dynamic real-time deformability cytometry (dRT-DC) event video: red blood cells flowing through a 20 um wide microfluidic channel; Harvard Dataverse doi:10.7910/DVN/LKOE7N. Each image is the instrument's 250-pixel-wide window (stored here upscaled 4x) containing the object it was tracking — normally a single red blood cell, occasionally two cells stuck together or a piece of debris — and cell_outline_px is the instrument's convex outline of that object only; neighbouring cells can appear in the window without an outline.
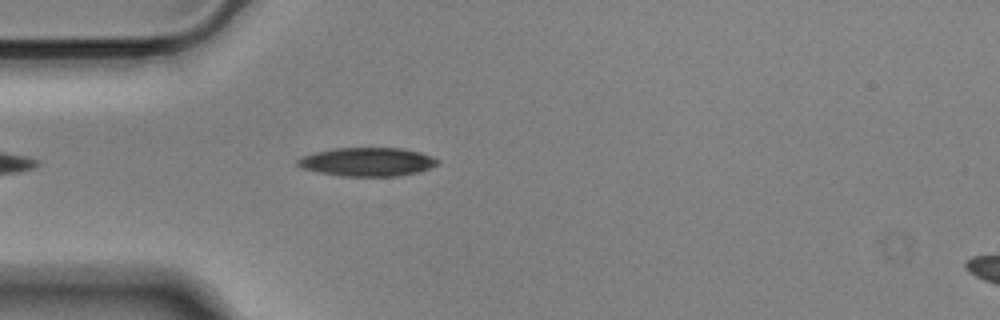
{"species": "Egyptian fruit bat (a non-hibernating species)", "species_latin": "Rousettus aegyptiacus", "temperature_condition": "cold", "stored_images_in_passage": 25, "camera_frame_rate_fps": 3000, "um_per_image_px": 0.085, "animal": {"sex": "male"}, "frame": {"image": 1, "passage_image": 4, "time_ms": 1.0, "image_size_px": [1000, 320], "cell_outline_px": [[440, 164], [420, 172], [396, 176], [344, 176], [320, 172], [300, 168], [296, 164], [296, 160], [304, 156], [316, 152], [332, 148], [400, 148], [420, 152], [432, 156], [440, 160]], "centroid_in_image_um": [31.26, 13.76], "position_along_channel_um": 53.7, "area_um2": 23.41}}
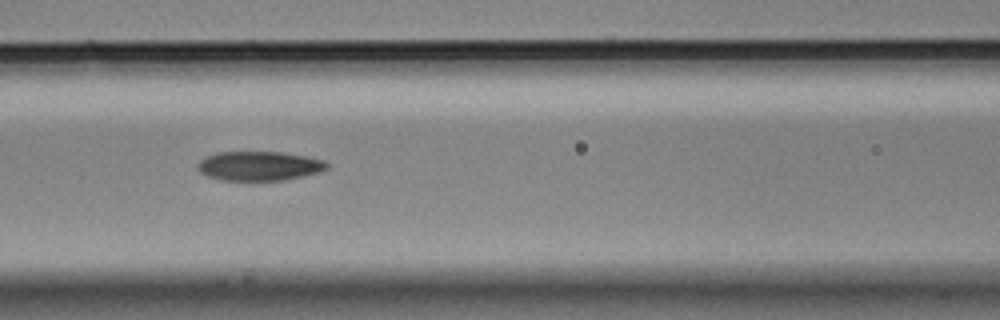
{"frame": {"image": 2, "passage_image": 12, "time_ms": 3.667, "image_size_px": [1000, 320], "cell_outline_px": [[328, 168], [320, 172], [280, 180], [224, 180], [208, 176], [200, 172], [196, 168], [200, 160], [216, 152], [280, 152], [304, 156], [324, 160], [328, 164]], "centroid_in_image_um": [22.01, 14.1], "position_along_channel_um": 144.6, "area_um2": 21.79}}
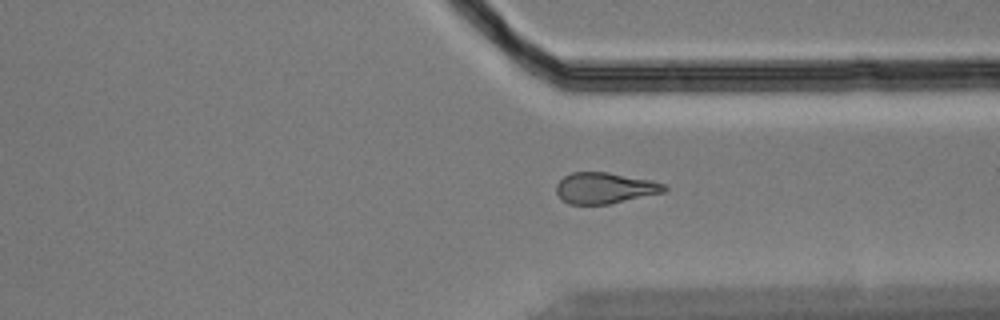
{"frame": {"image": 3, "passage_image": 23, "time_ms": 7.333, "image_size_px": [1000, 320], "cell_outline_px": [[668, 188], [664, 192], [608, 204], [568, 204], [556, 192], [556, 184], [564, 176], [572, 172], [608, 172], [648, 180], [664, 184]], "centroid_in_image_um": [51.38, 15.98], "position_along_channel_um": 360.0, "area_um2": 19.25}}